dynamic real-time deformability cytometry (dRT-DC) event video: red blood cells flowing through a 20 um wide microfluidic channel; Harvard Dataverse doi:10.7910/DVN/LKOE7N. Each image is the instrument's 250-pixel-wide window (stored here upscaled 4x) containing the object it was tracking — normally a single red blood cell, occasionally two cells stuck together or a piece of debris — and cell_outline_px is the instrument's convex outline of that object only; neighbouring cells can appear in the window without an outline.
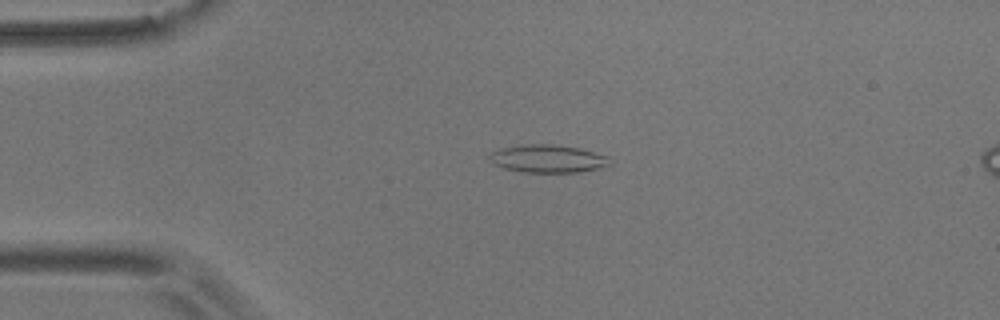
{"species": "common noctule bat (a hibernating species)", "species_latin": "Nyctalus noctula", "temperature_condition": "room temperature", "stored_images_in_passage": 19, "camera_frame_rate_fps": 3000, "um_per_image_px": 0.085, "animal": {"sex": "male", "body_mass_g": 17.9}, "frame": {"image": 1, "passage_image": 11, "time_ms": 3.333, "image_size_px": [1000, 320], "cell_outline_px": [[612, 164], [600, 168], [576, 172], [524, 172], [504, 168], [492, 164], [488, 160], [488, 156], [492, 152], [500, 148], [520, 144], [552, 144], [580, 148], [608, 156]], "centroid_in_image_um": [46.53, 13.48], "position_along_channel_um": 38.5, "area_um2": 19.71}}